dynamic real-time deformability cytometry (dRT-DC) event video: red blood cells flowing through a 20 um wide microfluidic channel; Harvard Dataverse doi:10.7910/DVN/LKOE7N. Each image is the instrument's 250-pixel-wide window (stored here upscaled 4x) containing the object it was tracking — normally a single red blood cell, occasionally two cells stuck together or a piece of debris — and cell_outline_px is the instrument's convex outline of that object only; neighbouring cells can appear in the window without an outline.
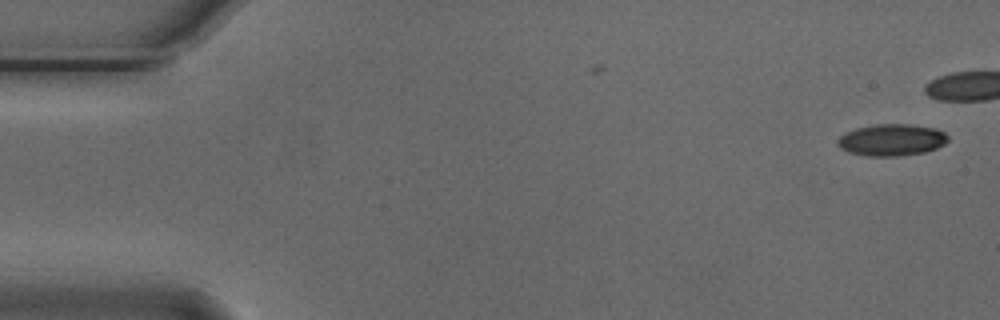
{"species": "Egyptian fruit bat (a non-hibernating species)", "species_latin": "Rousettus aegyptiacus", "temperature_condition": "cold", "stored_images_in_passage": 8, "camera_frame_rate_fps": 3000, "um_per_image_px": 0.085, "animal": {"sex": "male"}, "frame": {"image": 1, "passage_image": 1, "time_ms": 0.0, "image_size_px": [1000, 320], "cell_outline_px": [[948, 140], [944, 144], [936, 148], [924, 152], [896, 156], [868, 156], [848, 152], [840, 148], [836, 144], [836, 140], [844, 132], [856, 128], [876, 124], [908, 124], [936, 128], [944, 132], [948, 136]], "centroid_in_image_um": [75.76, 11.89], "position_along_channel_um": 9.2, "area_um2": 20.52}}